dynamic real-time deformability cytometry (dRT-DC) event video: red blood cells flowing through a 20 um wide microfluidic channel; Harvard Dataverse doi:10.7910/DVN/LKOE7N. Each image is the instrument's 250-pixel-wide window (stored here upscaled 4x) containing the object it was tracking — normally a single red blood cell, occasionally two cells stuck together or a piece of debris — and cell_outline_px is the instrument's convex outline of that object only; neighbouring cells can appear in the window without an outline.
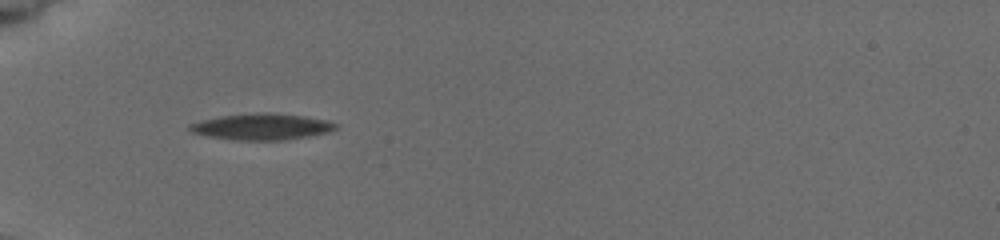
{"species": "common noctule bat (a hibernating species)", "species_latin": "Nyctalus noctula", "temperature_condition": "cold", "stored_images_in_passage": 2, "camera_frame_rate_fps": 3000, "um_per_image_px": 0.085, "animal": {"sex": "female", "body_mass_g": 19.5, "forearm_length_mm": 54.1}, "frame": {"image": 1, "passage_image": 1, "time_ms": 0.0, "image_size_px": [1000, 240], "cell_outline_px": [[336, 128], [328, 132], [308, 136], [284, 140], [236, 140], [208, 136], [192, 132], [188, 128], [188, 124], [200, 120], [220, 116], [256, 112], [268, 112], [304, 116], [328, 120], [336, 124]], "centroid_in_image_um": [22.22, 10.76], "position_along_channel_um": 62.8, "area_um2": 22.37}}